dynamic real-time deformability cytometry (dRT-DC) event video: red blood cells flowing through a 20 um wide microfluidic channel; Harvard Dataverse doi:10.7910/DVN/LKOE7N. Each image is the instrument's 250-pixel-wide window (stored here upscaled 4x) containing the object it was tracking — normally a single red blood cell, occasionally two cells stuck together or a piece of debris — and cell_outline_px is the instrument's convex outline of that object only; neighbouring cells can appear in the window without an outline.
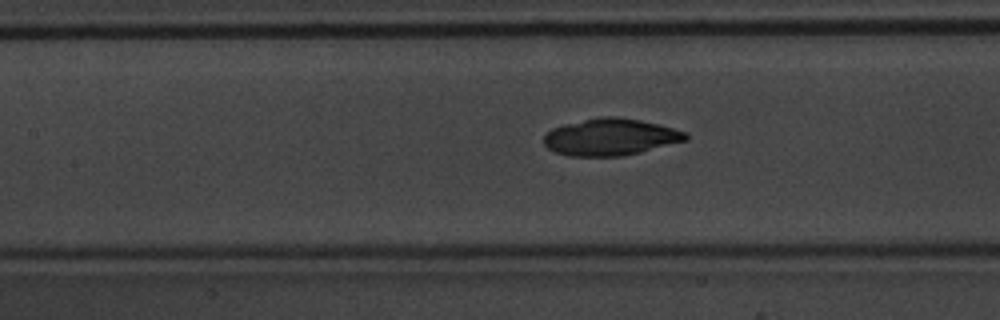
{"species": "common noctule bat (a hibernating species)", "species_latin": "Nyctalus noctula", "temperature_condition": "warm", "stored_images_in_passage": 40, "camera_frame_rate_fps": 3000, "um_per_image_px": 0.085, "animal": {"sex": "male", "body_mass_g": 20.1, "forearm_length_mm": 53.5}, "frame": {"image": 1, "passage_image": 14, "time_ms": 4.333, "image_size_px": [1000, 320], "cell_outline_px": [[688, 140], [624, 156], [568, 156], [556, 152], [548, 148], [544, 144], [544, 136], [552, 128], [564, 124], [600, 116], [616, 116], [640, 120], [660, 124], [688, 132]], "centroid_in_image_um": [51.92, 11.64], "position_along_channel_um": 155.5, "area_um2": 30.63}}
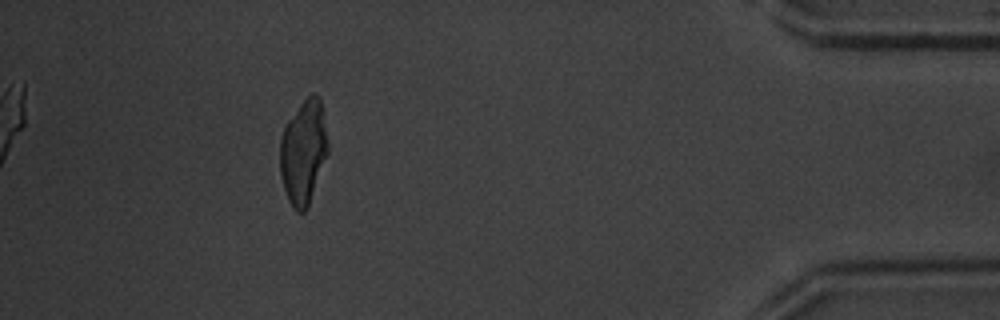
{"frame": {"image": 2, "passage_image": 36, "time_ms": 11.667, "image_size_px": [1000, 320], "cell_outline_px": [[328, 152], [308, 208], [304, 212], [296, 212], [292, 208], [288, 200], [280, 176], [280, 140], [284, 128], [288, 120], [300, 104], [312, 92], [316, 92], [320, 96], [328, 148]], "centroid_in_image_um": [25.78, 12.94], "position_along_channel_um": 409.4, "area_um2": 29.07}, "authors_computed_cell_mechanics": {"area_um2": 29.767, "velocity_mm_per_s": 4.1631, "shape_relaxation_time_tau1_ms": 4.0181, "shape_relaxation_time_tau2_ms": 1.7981, "deformation_change_tau1": 0.1087, "deformation_change_tau2": 0.062}}